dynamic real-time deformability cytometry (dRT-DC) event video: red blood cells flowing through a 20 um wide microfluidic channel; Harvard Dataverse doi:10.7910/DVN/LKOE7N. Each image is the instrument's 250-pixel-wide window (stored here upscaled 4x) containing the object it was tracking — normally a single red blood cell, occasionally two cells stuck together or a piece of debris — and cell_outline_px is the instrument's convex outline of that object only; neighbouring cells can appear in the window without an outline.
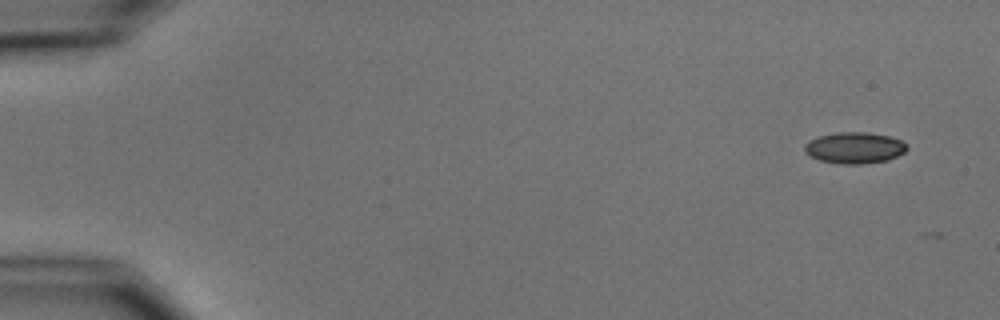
{"species": "common noctule bat (a hibernating species)", "species_latin": "Nyctalus noctula", "temperature_condition": "cold", "stored_images_in_passage": 4, "camera_frame_rate_fps": 3000, "um_per_image_px": 0.085, "animal": {"sex": "male", "body_mass_g": 15.6}, "frame": {"image": 1, "passage_image": 1, "time_ms": 0.0, "image_size_px": [1000, 320], "cell_outline_px": [[908, 148], [904, 152], [888, 160], [860, 164], [840, 164], [820, 160], [808, 156], [804, 152], [804, 144], [808, 140], [820, 136], [840, 132], [868, 132], [888, 136], [900, 140], [908, 144]], "centroid_in_image_um": [72.61, 12.57], "position_along_channel_um": 12.4, "area_um2": 18.73}}